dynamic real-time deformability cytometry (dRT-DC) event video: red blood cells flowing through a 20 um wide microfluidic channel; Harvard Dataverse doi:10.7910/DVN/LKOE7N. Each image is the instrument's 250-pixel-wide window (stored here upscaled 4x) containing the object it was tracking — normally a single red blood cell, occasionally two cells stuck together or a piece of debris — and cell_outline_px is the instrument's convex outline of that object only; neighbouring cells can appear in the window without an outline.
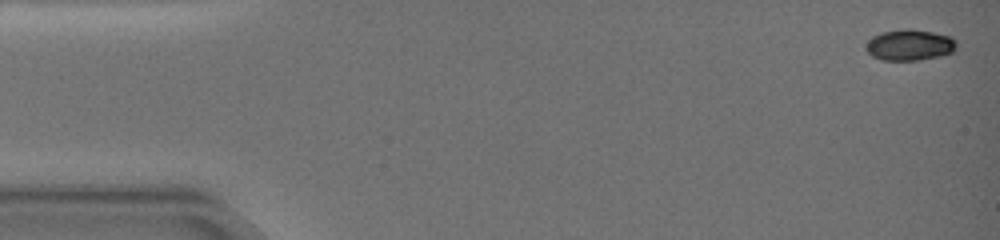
{"species": "common noctule bat (a hibernating species)", "species_latin": "Nyctalus noctula", "temperature_condition": "warm", "stored_images_in_passage": 20, "camera_frame_rate_fps": 3000, "um_per_image_px": 0.085, "animal": {"sex": "female", "body_mass_g": 19.0, "forearm_length_mm": 51.5}, "frame": {"image": 1, "passage_image": 1, "time_ms": 0.0, "image_size_px": [1000, 240], "cell_outline_px": [[956, 48], [952, 52], [940, 56], [916, 60], [880, 60], [872, 56], [864, 48], [868, 40], [872, 36], [880, 32], [908, 28], [932, 32], [952, 36], [956, 40]], "centroid_in_image_um": [77.3, 3.81], "position_along_channel_um": 7.7, "area_um2": 16.53}}
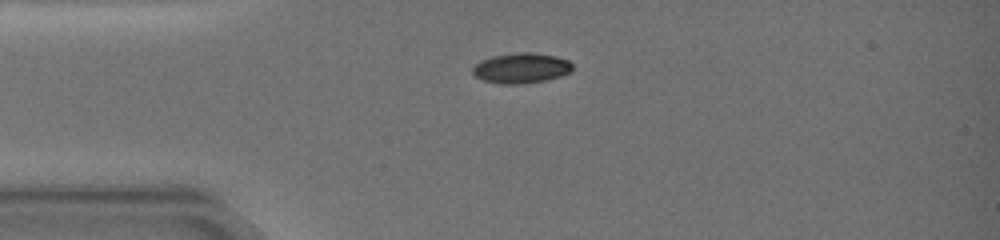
{"frame": {"image": 2, "passage_image": 13, "time_ms": 4.333, "image_size_px": [1000, 240], "cell_outline_px": [[572, 68], [568, 72], [560, 76], [544, 80], [524, 84], [500, 84], [484, 80], [476, 76], [472, 72], [472, 68], [480, 60], [492, 56], [520, 52], [528, 52], [556, 56], [568, 60], [572, 64]], "centroid_in_image_um": [44.28, 5.79], "position_along_channel_um": 40.7, "area_um2": 17.46}}